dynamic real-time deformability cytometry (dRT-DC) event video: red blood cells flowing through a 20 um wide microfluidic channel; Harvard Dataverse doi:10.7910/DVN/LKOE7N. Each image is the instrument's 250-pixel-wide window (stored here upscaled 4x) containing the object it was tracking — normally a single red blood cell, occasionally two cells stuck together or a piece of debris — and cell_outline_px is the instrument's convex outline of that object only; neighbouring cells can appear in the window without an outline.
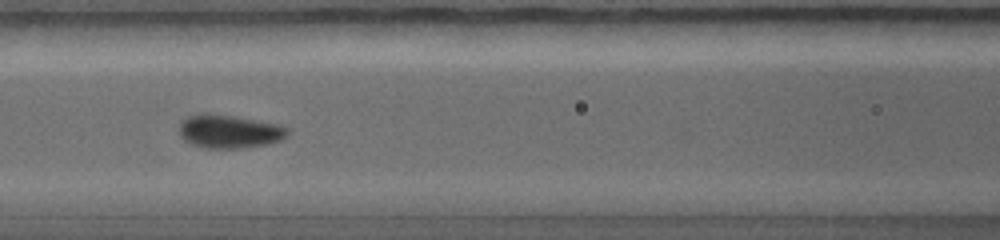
{"species": "common noctule bat (a hibernating species)", "species_latin": "Nyctalus noctula", "temperature_condition": "warm", "stored_images_in_passage": 8, "camera_frame_rate_fps": 5000, "um_per_image_px": 0.085, "animal": {"sex": "female", "body_mass_g": 19.0, "forearm_length_mm": 56.7}, "frame": {"image": 1, "passage_image": 5, "time_ms": 2.4, "image_size_px": [1000, 240], "cell_outline_px": [[288, 136], [280, 140], [268, 144], [244, 148], [204, 148], [192, 144], [184, 140], [180, 136], [180, 124], [188, 116], [204, 112], [208, 112], [232, 116], [276, 124], [288, 128]], "centroid_in_image_um": [19.47, 11.18], "position_along_channel_um": 147.1, "area_um2": 21.04}}
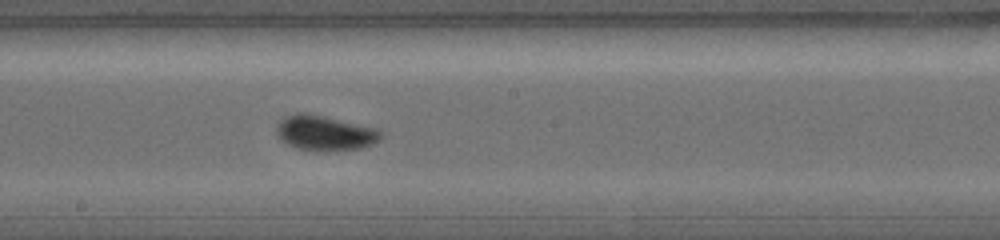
{"frame": {"image": 2, "passage_image": 7, "time_ms": 3.6, "image_size_px": [1000, 240], "cell_outline_px": [[380, 140], [372, 144], [360, 148], [316, 152], [296, 148], [280, 140], [276, 136], [276, 128], [280, 120], [288, 116], [304, 112], [324, 116], [376, 128], [380, 132]], "centroid_in_image_um": [27.57, 11.32], "position_along_channel_um": 220.6, "area_um2": 21.21}}
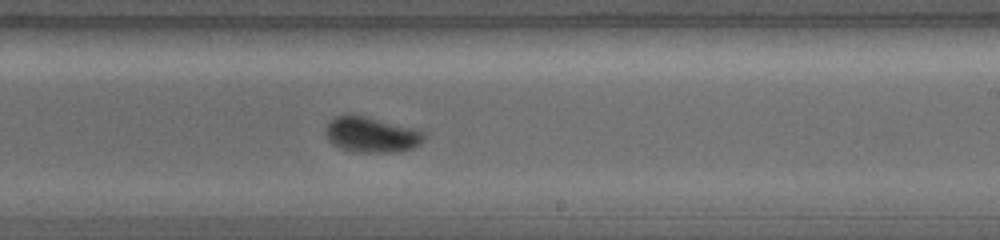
{"frame": {"image": 3, "passage_image": 8, "time_ms": 4.2, "image_size_px": [1000, 240], "cell_outline_px": [[424, 140], [420, 144], [412, 148], [400, 152], [360, 152], [344, 148], [332, 144], [328, 140], [328, 120], [336, 116], [364, 116], [420, 128], [424, 132]], "centroid_in_image_um": [31.67, 11.45], "position_along_channel_um": 257.3, "area_um2": 20.17}}